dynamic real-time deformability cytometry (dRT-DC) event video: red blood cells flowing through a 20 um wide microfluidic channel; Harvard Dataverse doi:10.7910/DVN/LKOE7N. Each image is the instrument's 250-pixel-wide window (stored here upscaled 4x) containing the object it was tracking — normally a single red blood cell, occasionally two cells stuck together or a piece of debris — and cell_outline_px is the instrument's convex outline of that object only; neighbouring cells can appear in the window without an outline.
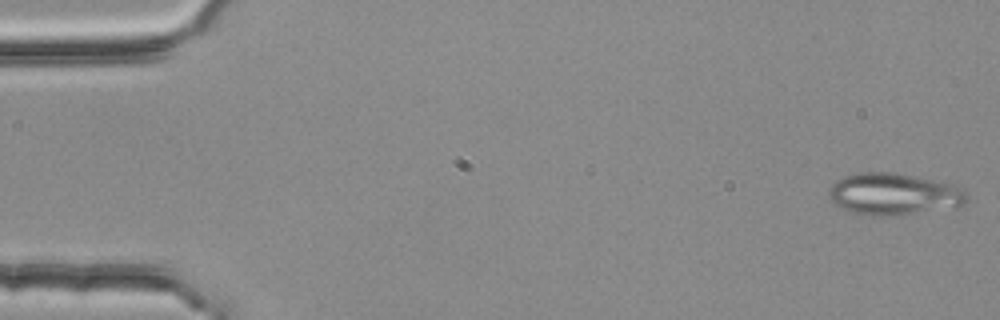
{"species": "common noctule bat (a hibernating species)", "species_latin": "Nyctalus noctula", "temperature_condition": "room temperature", "stored_images_in_passage": 4, "camera_frame_rate_fps": 3000, "um_per_image_px": 0.085, "animal": {"sex": "female", "body_mass_g": 25.1}, "frame": {"image": 1, "passage_image": 1, "time_ms": 0.0, "image_size_px": [1000, 320], "cell_outline_px": [[968, 200], [964, 204], [904, 216], [872, 216], [852, 212], [836, 204], [828, 196], [828, 192], [832, 184], [836, 180], [844, 176], [856, 172], [896, 172], [956, 184], [964, 188], [968, 192]], "centroid_in_image_um": [76.01, 16.49], "position_along_channel_um": 9.0, "area_um2": 34.16}}